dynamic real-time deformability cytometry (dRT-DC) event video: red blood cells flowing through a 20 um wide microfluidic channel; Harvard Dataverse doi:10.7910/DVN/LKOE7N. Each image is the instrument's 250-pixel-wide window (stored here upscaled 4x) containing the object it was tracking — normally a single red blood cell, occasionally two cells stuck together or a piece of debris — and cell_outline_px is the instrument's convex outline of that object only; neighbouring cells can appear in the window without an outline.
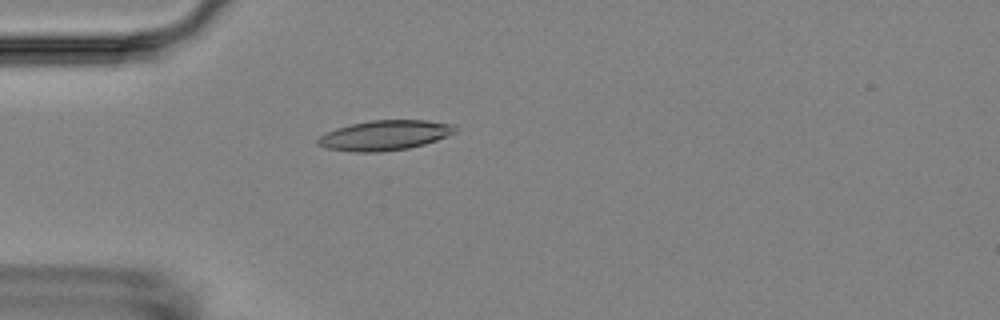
{"species": "Egyptian fruit bat (a non-hibernating species)", "species_latin": "Rousettus aegyptiacus", "temperature_condition": "room temperature", "stored_images_in_passage": 2, "camera_frame_rate_fps": 3000, "um_per_image_px": 0.085, "animal": {"sex": "female"}, "frame": {"image": 1, "passage_image": 2, "time_ms": 1.333, "image_size_px": [1000, 320], "cell_outline_px": [[456, 132], [436, 140], [424, 144], [408, 148], [380, 152], [356, 152], [328, 148], [316, 144], [316, 140], [320, 136], [336, 128], [352, 124], [372, 120], [428, 120], [452, 124], [456, 128]], "centroid_in_image_um": [32.7, 11.5], "position_along_channel_um": 52.3, "area_um2": 23.76}}